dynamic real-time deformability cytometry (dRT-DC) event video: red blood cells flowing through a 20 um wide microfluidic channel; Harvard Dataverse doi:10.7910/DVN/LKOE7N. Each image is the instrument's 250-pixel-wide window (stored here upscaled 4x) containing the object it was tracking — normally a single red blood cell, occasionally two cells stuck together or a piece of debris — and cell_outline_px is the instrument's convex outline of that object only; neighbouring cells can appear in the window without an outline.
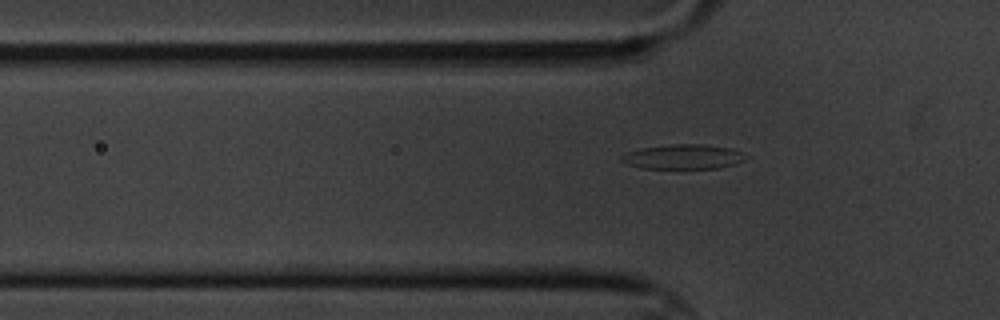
{"species": "common noctule bat (a hibernating species)", "species_latin": "Nyctalus noctula", "temperature_condition": "cold", "stored_images_in_passage": 15, "segment_of_instrument_passage": [1, 2], "camera_frame_rate_fps": 3000, "um_per_image_px": 0.085, "animal": {"sex": "male", "body_mass_g": 20.1, "forearm_length_mm": 53.5}, "frame": {"image": 1, "passage_image": 4, "time_ms": 4.667, "image_size_px": [1000, 320], "cell_outline_px": [[748, 156], [744, 160], [736, 164], [720, 168], [640, 168], [628, 164], [620, 160], [620, 156], [628, 152], [640, 148], [672, 144], [704, 144], [732, 148]], "centroid_in_image_um": [58.09, 13.32], "position_along_channel_um": 67.7, "area_um2": 17.92}}
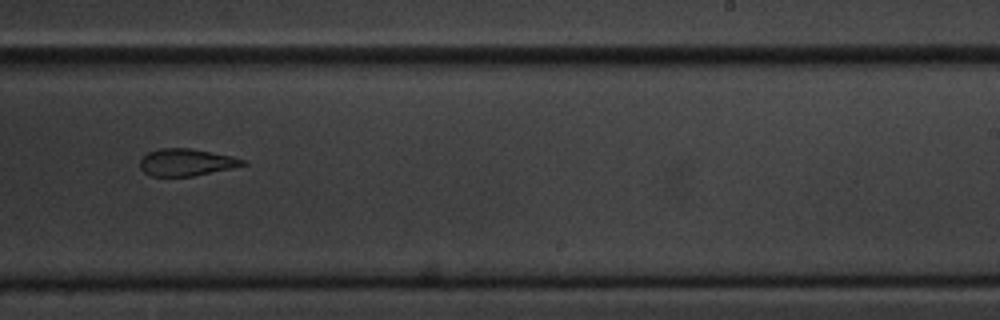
{"frame": {"image": 2, "passage_image": 9, "time_ms": 10.667, "image_size_px": [1000, 320], "cell_outline_px": [[248, 164], [232, 168], [192, 176], [152, 176], [144, 172], [140, 168], [140, 160], [148, 152], [160, 148], [188, 148], [232, 156], [244, 160]], "centroid_in_image_um": [15.82, 13.8], "position_along_channel_um": 273.2, "area_um2": 16.07}}
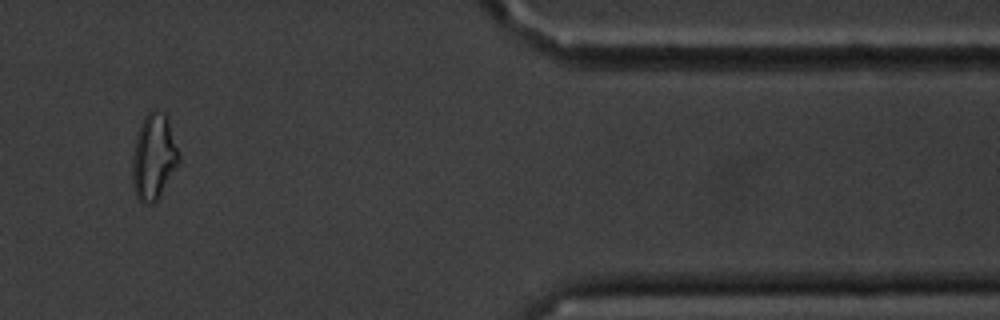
{"frame": {"image": 3, "passage_image": 13, "time_ms": 15.333, "image_size_px": [1000, 320], "cell_outline_px": [[180, 164], [160, 196], [156, 200], [148, 204], [144, 204], [136, 196], [132, 184], [132, 156], [136, 136], [144, 116], [152, 108], [156, 108], [164, 112], [168, 116], [180, 156]], "centroid_in_image_um": [13.09, 13.31], "position_along_channel_um": 398.3, "area_um2": 23.81}}